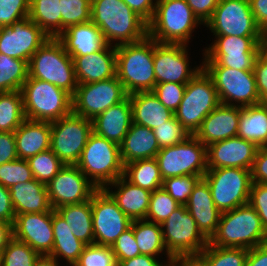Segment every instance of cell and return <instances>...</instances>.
I'll return each mask as SVG.
<instances>
[{
    "mask_svg": "<svg viewBox=\"0 0 267 266\" xmlns=\"http://www.w3.org/2000/svg\"><path fill=\"white\" fill-rule=\"evenodd\" d=\"M20 91L28 120L52 122L72 113V95L49 82L28 77Z\"/></svg>",
    "mask_w": 267,
    "mask_h": 266,
    "instance_id": "7",
    "label": "cell"
},
{
    "mask_svg": "<svg viewBox=\"0 0 267 266\" xmlns=\"http://www.w3.org/2000/svg\"><path fill=\"white\" fill-rule=\"evenodd\" d=\"M50 123V149L65 165H76L93 132L92 120L72 112Z\"/></svg>",
    "mask_w": 267,
    "mask_h": 266,
    "instance_id": "13",
    "label": "cell"
},
{
    "mask_svg": "<svg viewBox=\"0 0 267 266\" xmlns=\"http://www.w3.org/2000/svg\"><path fill=\"white\" fill-rule=\"evenodd\" d=\"M174 266H202L196 259L178 260L173 264Z\"/></svg>",
    "mask_w": 267,
    "mask_h": 266,
    "instance_id": "65",
    "label": "cell"
},
{
    "mask_svg": "<svg viewBox=\"0 0 267 266\" xmlns=\"http://www.w3.org/2000/svg\"><path fill=\"white\" fill-rule=\"evenodd\" d=\"M160 225L166 251L175 261L196 259L209 243L185 205Z\"/></svg>",
    "mask_w": 267,
    "mask_h": 266,
    "instance_id": "8",
    "label": "cell"
},
{
    "mask_svg": "<svg viewBox=\"0 0 267 266\" xmlns=\"http://www.w3.org/2000/svg\"><path fill=\"white\" fill-rule=\"evenodd\" d=\"M39 256L27 243L12 236L0 253V266H33Z\"/></svg>",
    "mask_w": 267,
    "mask_h": 266,
    "instance_id": "42",
    "label": "cell"
},
{
    "mask_svg": "<svg viewBox=\"0 0 267 266\" xmlns=\"http://www.w3.org/2000/svg\"><path fill=\"white\" fill-rule=\"evenodd\" d=\"M111 249L117 264L120 261L140 255V250L134 237L133 221L131 227L124 231L112 244Z\"/></svg>",
    "mask_w": 267,
    "mask_h": 266,
    "instance_id": "52",
    "label": "cell"
},
{
    "mask_svg": "<svg viewBox=\"0 0 267 266\" xmlns=\"http://www.w3.org/2000/svg\"><path fill=\"white\" fill-rule=\"evenodd\" d=\"M123 176L132 184L150 192L162 188L163 185L156 158L140 159L125 164Z\"/></svg>",
    "mask_w": 267,
    "mask_h": 266,
    "instance_id": "37",
    "label": "cell"
},
{
    "mask_svg": "<svg viewBox=\"0 0 267 266\" xmlns=\"http://www.w3.org/2000/svg\"><path fill=\"white\" fill-rule=\"evenodd\" d=\"M220 104L212 78L202 70L187 84L175 118L190 135H195L205 117Z\"/></svg>",
    "mask_w": 267,
    "mask_h": 266,
    "instance_id": "9",
    "label": "cell"
},
{
    "mask_svg": "<svg viewBox=\"0 0 267 266\" xmlns=\"http://www.w3.org/2000/svg\"><path fill=\"white\" fill-rule=\"evenodd\" d=\"M32 170L27 160L15 159L0 165V184L11 188L17 183L33 180Z\"/></svg>",
    "mask_w": 267,
    "mask_h": 266,
    "instance_id": "46",
    "label": "cell"
},
{
    "mask_svg": "<svg viewBox=\"0 0 267 266\" xmlns=\"http://www.w3.org/2000/svg\"><path fill=\"white\" fill-rule=\"evenodd\" d=\"M46 187L54 210L63 205L90 200L97 190L76 165H65Z\"/></svg>",
    "mask_w": 267,
    "mask_h": 266,
    "instance_id": "20",
    "label": "cell"
},
{
    "mask_svg": "<svg viewBox=\"0 0 267 266\" xmlns=\"http://www.w3.org/2000/svg\"><path fill=\"white\" fill-rule=\"evenodd\" d=\"M154 40L145 39L116 47V76L128 95L152 92L156 85Z\"/></svg>",
    "mask_w": 267,
    "mask_h": 266,
    "instance_id": "2",
    "label": "cell"
},
{
    "mask_svg": "<svg viewBox=\"0 0 267 266\" xmlns=\"http://www.w3.org/2000/svg\"><path fill=\"white\" fill-rule=\"evenodd\" d=\"M242 107L220 103L203 120L195 137L206 147L214 142L236 137Z\"/></svg>",
    "mask_w": 267,
    "mask_h": 266,
    "instance_id": "23",
    "label": "cell"
},
{
    "mask_svg": "<svg viewBox=\"0 0 267 266\" xmlns=\"http://www.w3.org/2000/svg\"><path fill=\"white\" fill-rule=\"evenodd\" d=\"M61 33L69 26L91 21V0H60Z\"/></svg>",
    "mask_w": 267,
    "mask_h": 266,
    "instance_id": "45",
    "label": "cell"
},
{
    "mask_svg": "<svg viewBox=\"0 0 267 266\" xmlns=\"http://www.w3.org/2000/svg\"><path fill=\"white\" fill-rule=\"evenodd\" d=\"M52 227L54 243L50 256L57 260L62 257L69 265L74 266L86 245L75 237L68 223L54 209H52Z\"/></svg>",
    "mask_w": 267,
    "mask_h": 266,
    "instance_id": "33",
    "label": "cell"
},
{
    "mask_svg": "<svg viewBox=\"0 0 267 266\" xmlns=\"http://www.w3.org/2000/svg\"><path fill=\"white\" fill-rule=\"evenodd\" d=\"M26 119L21 91L0 93V132H14Z\"/></svg>",
    "mask_w": 267,
    "mask_h": 266,
    "instance_id": "39",
    "label": "cell"
},
{
    "mask_svg": "<svg viewBox=\"0 0 267 266\" xmlns=\"http://www.w3.org/2000/svg\"><path fill=\"white\" fill-rule=\"evenodd\" d=\"M180 206L163 188L156 189L151 192L145 220L162 224Z\"/></svg>",
    "mask_w": 267,
    "mask_h": 266,
    "instance_id": "44",
    "label": "cell"
},
{
    "mask_svg": "<svg viewBox=\"0 0 267 266\" xmlns=\"http://www.w3.org/2000/svg\"><path fill=\"white\" fill-rule=\"evenodd\" d=\"M74 266H117L110 246L86 245Z\"/></svg>",
    "mask_w": 267,
    "mask_h": 266,
    "instance_id": "49",
    "label": "cell"
},
{
    "mask_svg": "<svg viewBox=\"0 0 267 266\" xmlns=\"http://www.w3.org/2000/svg\"><path fill=\"white\" fill-rule=\"evenodd\" d=\"M205 26L215 36L262 37L249 0H219Z\"/></svg>",
    "mask_w": 267,
    "mask_h": 266,
    "instance_id": "16",
    "label": "cell"
},
{
    "mask_svg": "<svg viewBox=\"0 0 267 266\" xmlns=\"http://www.w3.org/2000/svg\"><path fill=\"white\" fill-rule=\"evenodd\" d=\"M202 68L212 78L220 103L239 107L260 103L254 71L222 67L217 62H203Z\"/></svg>",
    "mask_w": 267,
    "mask_h": 266,
    "instance_id": "10",
    "label": "cell"
},
{
    "mask_svg": "<svg viewBox=\"0 0 267 266\" xmlns=\"http://www.w3.org/2000/svg\"><path fill=\"white\" fill-rule=\"evenodd\" d=\"M15 216L10 190L0 184V221L12 226Z\"/></svg>",
    "mask_w": 267,
    "mask_h": 266,
    "instance_id": "58",
    "label": "cell"
},
{
    "mask_svg": "<svg viewBox=\"0 0 267 266\" xmlns=\"http://www.w3.org/2000/svg\"><path fill=\"white\" fill-rule=\"evenodd\" d=\"M50 37L29 17L0 28V53L15 59L30 60Z\"/></svg>",
    "mask_w": 267,
    "mask_h": 266,
    "instance_id": "19",
    "label": "cell"
},
{
    "mask_svg": "<svg viewBox=\"0 0 267 266\" xmlns=\"http://www.w3.org/2000/svg\"><path fill=\"white\" fill-rule=\"evenodd\" d=\"M29 77L64 89L72 96L78 86L72 57L57 38L47 40L28 62Z\"/></svg>",
    "mask_w": 267,
    "mask_h": 266,
    "instance_id": "6",
    "label": "cell"
},
{
    "mask_svg": "<svg viewBox=\"0 0 267 266\" xmlns=\"http://www.w3.org/2000/svg\"><path fill=\"white\" fill-rule=\"evenodd\" d=\"M14 135L18 158L28 160L50 149L51 123L25 119Z\"/></svg>",
    "mask_w": 267,
    "mask_h": 266,
    "instance_id": "29",
    "label": "cell"
},
{
    "mask_svg": "<svg viewBox=\"0 0 267 266\" xmlns=\"http://www.w3.org/2000/svg\"><path fill=\"white\" fill-rule=\"evenodd\" d=\"M202 178L209 185L213 202L221 213L249 203L252 184L251 170L208 169Z\"/></svg>",
    "mask_w": 267,
    "mask_h": 266,
    "instance_id": "11",
    "label": "cell"
},
{
    "mask_svg": "<svg viewBox=\"0 0 267 266\" xmlns=\"http://www.w3.org/2000/svg\"><path fill=\"white\" fill-rule=\"evenodd\" d=\"M258 146L241 137L214 142L206 147L207 169L243 168L251 170Z\"/></svg>",
    "mask_w": 267,
    "mask_h": 266,
    "instance_id": "22",
    "label": "cell"
},
{
    "mask_svg": "<svg viewBox=\"0 0 267 266\" xmlns=\"http://www.w3.org/2000/svg\"><path fill=\"white\" fill-rule=\"evenodd\" d=\"M94 244L112 246L132 220L118 207L105 189H97L91 197Z\"/></svg>",
    "mask_w": 267,
    "mask_h": 266,
    "instance_id": "17",
    "label": "cell"
},
{
    "mask_svg": "<svg viewBox=\"0 0 267 266\" xmlns=\"http://www.w3.org/2000/svg\"><path fill=\"white\" fill-rule=\"evenodd\" d=\"M206 47L203 62H217L222 67L253 71L256 57L261 52L262 37L215 36Z\"/></svg>",
    "mask_w": 267,
    "mask_h": 266,
    "instance_id": "14",
    "label": "cell"
},
{
    "mask_svg": "<svg viewBox=\"0 0 267 266\" xmlns=\"http://www.w3.org/2000/svg\"><path fill=\"white\" fill-rule=\"evenodd\" d=\"M132 124V108L129 96L109 107L92 120L93 132L120 145Z\"/></svg>",
    "mask_w": 267,
    "mask_h": 266,
    "instance_id": "26",
    "label": "cell"
},
{
    "mask_svg": "<svg viewBox=\"0 0 267 266\" xmlns=\"http://www.w3.org/2000/svg\"><path fill=\"white\" fill-rule=\"evenodd\" d=\"M152 131L156 137L160 149L181 143L190 136V134L180 124L175 116L166 121L165 124H161Z\"/></svg>",
    "mask_w": 267,
    "mask_h": 266,
    "instance_id": "48",
    "label": "cell"
},
{
    "mask_svg": "<svg viewBox=\"0 0 267 266\" xmlns=\"http://www.w3.org/2000/svg\"><path fill=\"white\" fill-rule=\"evenodd\" d=\"M209 243L217 247L252 249L267 243V233L256 210L246 204L221 213L217 231Z\"/></svg>",
    "mask_w": 267,
    "mask_h": 266,
    "instance_id": "3",
    "label": "cell"
},
{
    "mask_svg": "<svg viewBox=\"0 0 267 266\" xmlns=\"http://www.w3.org/2000/svg\"><path fill=\"white\" fill-rule=\"evenodd\" d=\"M245 266H267V243L248 249Z\"/></svg>",
    "mask_w": 267,
    "mask_h": 266,
    "instance_id": "61",
    "label": "cell"
},
{
    "mask_svg": "<svg viewBox=\"0 0 267 266\" xmlns=\"http://www.w3.org/2000/svg\"><path fill=\"white\" fill-rule=\"evenodd\" d=\"M28 17L50 38L61 34L60 0H30Z\"/></svg>",
    "mask_w": 267,
    "mask_h": 266,
    "instance_id": "38",
    "label": "cell"
},
{
    "mask_svg": "<svg viewBox=\"0 0 267 266\" xmlns=\"http://www.w3.org/2000/svg\"><path fill=\"white\" fill-rule=\"evenodd\" d=\"M68 223L72 233L85 245L94 244L91 199L55 209Z\"/></svg>",
    "mask_w": 267,
    "mask_h": 266,
    "instance_id": "35",
    "label": "cell"
},
{
    "mask_svg": "<svg viewBox=\"0 0 267 266\" xmlns=\"http://www.w3.org/2000/svg\"><path fill=\"white\" fill-rule=\"evenodd\" d=\"M12 237V226L0 221V253L5 248L8 240Z\"/></svg>",
    "mask_w": 267,
    "mask_h": 266,
    "instance_id": "63",
    "label": "cell"
},
{
    "mask_svg": "<svg viewBox=\"0 0 267 266\" xmlns=\"http://www.w3.org/2000/svg\"><path fill=\"white\" fill-rule=\"evenodd\" d=\"M147 23L152 19L156 0H122ZM155 2V3H154Z\"/></svg>",
    "mask_w": 267,
    "mask_h": 266,
    "instance_id": "59",
    "label": "cell"
},
{
    "mask_svg": "<svg viewBox=\"0 0 267 266\" xmlns=\"http://www.w3.org/2000/svg\"><path fill=\"white\" fill-rule=\"evenodd\" d=\"M18 159L14 132H0V165Z\"/></svg>",
    "mask_w": 267,
    "mask_h": 266,
    "instance_id": "56",
    "label": "cell"
},
{
    "mask_svg": "<svg viewBox=\"0 0 267 266\" xmlns=\"http://www.w3.org/2000/svg\"><path fill=\"white\" fill-rule=\"evenodd\" d=\"M33 177L44 184H48L65 164L49 149L38 153L28 160Z\"/></svg>",
    "mask_w": 267,
    "mask_h": 266,
    "instance_id": "43",
    "label": "cell"
},
{
    "mask_svg": "<svg viewBox=\"0 0 267 266\" xmlns=\"http://www.w3.org/2000/svg\"><path fill=\"white\" fill-rule=\"evenodd\" d=\"M9 190L15 215L49 212L53 209L46 184L35 178L24 183H17Z\"/></svg>",
    "mask_w": 267,
    "mask_h": 266,
    "instance_id": "30",
    "label": "cell"
},
{
    "mask_svg": "<svg viewBox=\"0 0 267 266\" xmlns=\"http://www.w3.org/2000/svg\"><path fill=\"white\" fill-rule=\"evenodd\" d=\"M78 85L116 76V47L106 44L101 50L72 57Z\"/></svg>",
    "mask_w": 267,
    "mask_h": 266,
    "instance_id": "24",
    "label": "cell"
},
{
    "mask_svg": "<svg viewBox=\"0 0 267 266\" xmlns=\"http://www.w3.org/2000/svg\"><path fill=\"white\" fill-rule=\"evenodd\" d=\"M237 136L254 142L258 147L267 146L266 103L242 107Z\"/></svg>",
    "mask_w": 267,
    "mask_h": 266,
    "instance_id": "34",
    "label": "cell"
},
{
    "mask_svg": "<svg viewBox=\"0 0 267 266\" xmlns=\"http://www.w3.org/2000/svg\"><path fill=\"white\" fill-rule=\"evenodd\" d=\"M252 183L267 184V146L258 148L251 169Z\"/></svg>",
    "mask_w": 267,
    "mask_h": 266,
    "instance_id": "55",
    "label": "cell"
},
{
    "mask_svg": "<svg viewBox=\"0 0 267 266\" xmlns=\"http://www.w3.org/2000/svg\"><path fill=\"white\" fill-rule=\"evenodd\" d=\"M33 266H60L57 259L50 255H40Z\"/></svg>",
    "mask_w": 267,
    "mask_h": 266,
    "instance_id": "64",
    "label": "cell"
},
{
    "mask_svg": "<svg viewBox=\"0 0 267 266\" xmlns=\"http://www.w3.org/2000/svg\"><path fill=\"white\" fill-rule=\"evenodd\" d=\"M186 89V84L164 82L156 84L152 93L173 113L178 109Z\"/></svg>",
    "mask_w": 267,
    "mask_h": 266,
    "instance_id": "50",
    "label": "cell"
},
{
    "mask_svg": "<svg viewBox=\"0 0 267 266\" xmlns=\"http://www.w3.org/2000/svg\"><path fill=\"white\" fill-rule=\"evenodd\" d=\"M261 50L267 54V30L262 32Z\"/></svg>",
    "mask_w": 267,
    "mask_h": 266,
    "instance_id": "66",
    "label": "cell"
},
{
    "mask_svg": "<svg viewBox=\"0 0 267 266\" xmlns=\"http://www.w3.org/2000/svg\"><path fill=\"white\" fill-rule=\"evenodd\" d=\"M194 15L204 25L211 18L219 0H186Z\"/></svg>",
    "mask_w": 267,
    "mask_h": 266,
    "instance_id": "57",
    "label": "cell"
},
{
    "mask_svg": "<svg viewBox=\"0 0 267 266\" xmlns=\"http://www.w3.org/2000/svg\"><path fill=\"white\" fill-rule=\"evenodd\" d=\"M200 24L186 0H156L153 17L148 22V36L159 43L188 46Z\"/></svg>",
    "mask_w": 267,
    "mask_h": 266,
    "instance_id": "4",
    "label": "cell"
},
{
    "mask_svg": "<svg viewBox=\"0 0 267 266\" xmlns=\"http://www.w3.org/2000/svg\"><path fill=\"white\" fill-rule=\"evenodd\" d=\"M128 96L132 108V123L153 130L174 116L152 92H138Z\"/></svg>",
    "mask_w": 267,
    "mask_h": 266,
    "instance_id": "32",
    "label": "cell"
},
{
    "mask_svg": "<svg viewBox=\"0 0 267 266\" xmlns=\"http://www.w3.org/2000/svg\"><path fill=\"white\" fill-rule=\"evenodd\" d=\"M28 77V61L0 53V93L20 91Z\"/></svg>",
    "mask_w": 267,
    "mask_h": 266,
    "instance_id": "41",
    "label": "cell"
},
{
    "mask_svg": "<svg viewBox=\"0 0 267 266\" xmlns=\"http://www.w3.org/2000/svg\"><path fill=\"white\" fill-rule=\"evenodd\" d=\"M91 21L110 46L114 41L118 47L148 36V23L122 0H91Z\"/></svg>",
    "mask_w": 267,
    "mask_h": 266,
    "instance_id": "1",
    "label": "cell"
},
{
    "mask_svg": "<svg viewBox=\"0 0 267 266\" xmlns=\"http://www.w3.org/2000/svg\"><path fill=\"white\" fill-rule=\"evenodd\" d=\"M57 39L70 57L85 56L106 45L101 30L92 21L67 27Z\"/></svg>",
    "mask_w": 267,
    "mask_h": 266,
    "instance_id": "27",
    "label": "cell"
},
{
    "mask_svg": "<svg viewBox=\"0 0 267 266\" xmlns=\"http://www.w3.org/2000/svg\"><path fill=\"white\" fill-rule=\"evenodd\" d=\"M248 204H250L258 213L261 224L267 233V184H251Z\"/></svg>",
    "mask_w": 267,
    "mask_h": 266,
    "instance_id": "53",
    "label": "cell"
},
{
    "mask_svg": "<svg viewBox=\"0 0 267 266\" xmlns=\"http://www.w3.org/2000/svg\"><path fill=\"white\" fill-rule=\"evenodd\" d=\"M76 166L97 189H104L124 174L120 145L92 132Z\"/></svg>",
    "mask_w": 267,
    "mask_h": 266,
    "instance_id": "5",
    "label": "cell"
},
{
    "mask_svg": "<svg viewBox=\"0 0 267 266\" xmlns=\"http://www.w3.org/2000/svg\"><path fill=\"white\" fill-rule=\"evenodd\" d=\"M201 176H176L163 180L162 188L180 205L188 202L189 196Z\"/></svg>",
    "mask_w": 267,
    "mask_h": 266,
    "instance_id": "47",
    "label": "cell"
},
{
    "mask_svg": "<svg viewBox=\"0 0 267 266\" xmlns=\"http://www.w3.org/2000/svg\"><path fill=\"white\" fill-rule=\"evenodd\" d=\"M155 158L163 180L186 175L203 177L208 170L206 146L194 135L181 143L161 148Z\"/></svg>",
    "mask_w": 267,
    "mask_h": 266,
    "instance_id": "12",
    "label": "cell"
},
{
    "mask_svg": "<svg viewBox=\"0 0 267 266\" xmlns=\"http://www.w3.org/2000/svg\"><path fill=\"white\" fill-rule=\"evenodd\" d=\"M185 206L198 229L210 240L217 231L221 212L215 206L210 187L203 178L194 186Z\"/></svg>",
    "mask_w": 267,
    "mask_h": 266,
    "instance_id": "25",
    "label": "cell"
},
{
    "mask_svg": "<svg viewBox=\"0 0 267 266\" xmlns=\"http://www.w3.org/2000/svg\"><path fill=\"white\" fill-rule=\"evenodd\" d=\"M260 103L267 104V54L262 50L256 57L253 68Z\"/></svg>",
    "mask_w": 267,
    "mask_h": 266,
    "instance_id": "54",
    "label": "cell"
},
{
    "mask_svg": "<svg viewBox=\"0 0 267 266\" xmlns=\"http://www.w3.org/2000/svg\"><path fill=\"white\" fill-rule=\"evenodd\" d=\"M133 231L140 254L159 258V254H166L167 263H175V260L167 253L163 242L161 225L145 219L133 220Z\"/></svg>",
    "mask_w": 267,
    "mask_h": 266,
    "instance_id": "36",
    "label": "cell"
},
{
    "mask_svg": "<svg viewBox=\"0 0 267 266\" xmlns=\"http://www.w3.org/2000/svg\"><path fill=\"white\" fill-rule=\"evenodd\" d=\"M12 236L27 243L39 255H50L54 243L52 210L16 215L12 225Z\"/></svg>",
    "mask_w": 267,
    "mask_h": 266,
    "instance_id": "21",
    "label": "cell"
},
{
    "mask_svg": "<svg viewBox=\"0 0 267 266\" xmlns=\"http://www.w3.org/2000/svg\"><path fill=\"white\" fill-rule=\"evenodd\" d=\"M127 97L128 93L117 76L94 83L79 84L72 96V112L93 120Z\"/></svg>",
    "mask_w": 267,
    "mask_h": 266,
    "instance_id": "15",
    "label": "cell"
},
{
    "mask_svg": "<svg viewBox=\"0 0 267 266\" xmlns=\"http://www.w3.org/2000/svg\"><path fill=\"white\" fill-rule=\"evenodd\" d=\"M160 150L156 137L150 128L132 123L120 144L123 165L140 159L155 158Z\"/></svg>",
    "mask_w": 267,
    "mask_h": 266,
    "instance_id": "31",
    "label": "cell"
},
{
    "mask_svg": "<svg viewBox=\"0 0 267 266\" xmlns=\"http://www.w3.org/2000/svg\"><path fill=\"white\" fill-rule=\"evenodd\" d=\"M115 187V191L110 188ZM118 207L133 221L146 219L151 192L129 182L124 176L104 188Z\"/></svg>",
    "mask_w": 267,
    "mask_h": 266,
    "instance_id": "28",
    "label": "cell"
},
{
    "mask_svg": "<svg viewBox=\"0 0 267 266\" xmlns=\"http://www.w3.org/2000/svg\"><path fill=\"white\" fill-rule=\"evenodd\" d=\"M255 22L261 32L267 30V0H249Z\"/></svg>",
    "mask_w": 267,
    "mask_h": 266,
    "instance_id": "60",
    "label": "cell"
},
{
    "mask_svg": "<svg viewBox=\"0 0 267 266\" xmlns=\"http://www.w3.org/2000/svg\"><path fill=\"white\" fill-rule=\"evenodd\" d=\"M157 257L140 254L131 259L120 261L117 266H172L174 263L160 262Z\"/></svg>",
    "mask_w": 267,
    "mask_h": 266,
    "instance_id": "62",
    "label": "cell"
},
{
    "mask_svg": "<svg viewBox=\"0 0 267 266\" xmlns=\"http://www.w3.org/2000/svg\"><path fill=\"white\" fill-rule=\"evenodd\" d=\"M184 44L159 43L154 40V72L156 84H187L202 70V65L189 67L188 49Z\"/></svg>",
    "mask_w": 267,
    "mask_h": 266,
    "instance_id": "18",
    "label": "cell"
},
{
    "mask_svg": "<svg viewBox=\"0 0 267 266\" xmlns=\"http://www.w3.org/2000/svg\"><path fill=\"white\" fill-rule=\"evenodd\" d=\"M30 0H0V28L29 15Z\"/></svg>",
    "mask_w": 267,
    "mask_h": 266,
    "instance_id": "51",
    "label": "cell"
},
{
    "mask_svg": "<svg viewBox=\"0 0 267 266\" xmlns=\"http://www.w3.org/2000/svg\"><path fill=\"white\" fill-rule=\"evenodd\" d=\"M248 249L217 247L210 243L196 257L202 266H245Z\"/></svg>",
    "mask_w": 267,
    "mask_h": 266,
    "instance_id": "40",
    "label": "cell"
}]
</instances>
